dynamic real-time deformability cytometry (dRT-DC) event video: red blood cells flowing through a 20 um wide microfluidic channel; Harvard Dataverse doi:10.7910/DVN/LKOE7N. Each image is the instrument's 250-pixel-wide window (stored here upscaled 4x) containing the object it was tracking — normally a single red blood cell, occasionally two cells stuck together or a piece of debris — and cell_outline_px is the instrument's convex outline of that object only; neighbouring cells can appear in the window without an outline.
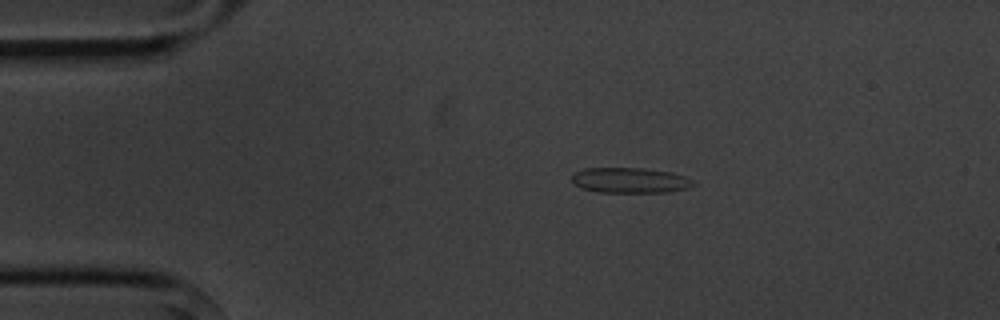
{"species": "common noctule bat (a hibernating species)", "species_latin": "Nyctalus noctula", "temperature_condition": "cold", "stored_images_in_passage": 2, "camera_frame_rate_fps": 3000, "um_per_image_px": 0.085, "animal": {"sex": "male", "body_mass_g": 20.1, "forearm_length_mm": 53.5}, "frame": {"image": 1, "passage_image": 1, "time_ms": 0.0, "image_size_px": [1000, 320], "cell_outline_px": [[696, 184], [688, 188], [668, 192], [600, 192], [580, 188], [572, 184], [572, 172], [584, 168], [640, 168], [672, 172], [684, 176], [692, 180]], "centroid_in_image_um": [53.51, 15.32], "position_along_channel_um": 31.5, "area_um2": 18.09}}